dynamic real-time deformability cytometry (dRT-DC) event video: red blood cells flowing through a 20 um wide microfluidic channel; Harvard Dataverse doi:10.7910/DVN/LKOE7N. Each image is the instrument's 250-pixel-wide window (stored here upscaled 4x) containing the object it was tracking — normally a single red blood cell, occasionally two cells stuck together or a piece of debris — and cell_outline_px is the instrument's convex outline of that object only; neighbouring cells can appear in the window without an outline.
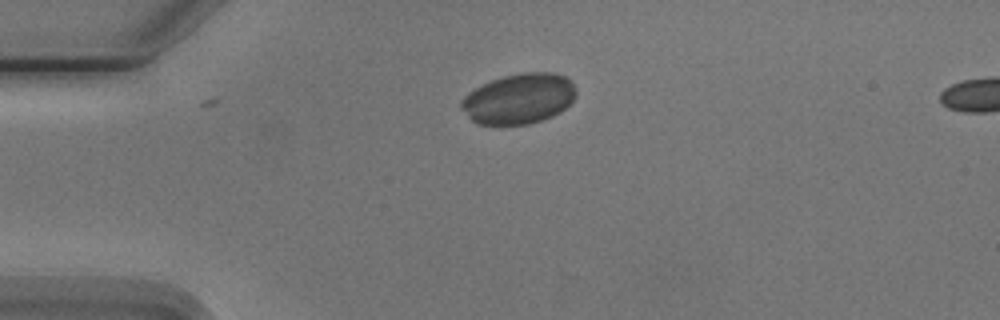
{"species": "Egyptian fruit bat (a non-hibernating species)", "species_latin": "Rousettus aegyptiacus", "temperature_condition": "cold", "stored_images_in_passage": 3, "segment_of_instrument_passage": [1, 2], "camera_frame_rate_fps": 3000, "um_per_image_px": 0.085, "animal": {"sex": "male"}, "frame": {"image": 1, "passage_image": 1, "time_ms": 0.0, "image_size_px": [1000, 320], "cell_outline_px": [[576, 96], [560, 112], [544, 120], [528, 124], [476, 124], [460, 108], [460, 100], [468, 92], [492, 80], [504, 76], [524, 72], [552, 72], [564, 76], [572, 80], [576, 92]], "centroid_in_image_um": [44.11, 8.39], "position_along_channel_um": 40.9, "area_um2": 33.64}}